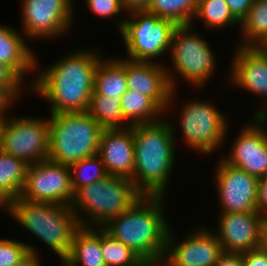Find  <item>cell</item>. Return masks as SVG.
<instances>
[{"mask_svg": "<svg viewBox=\"0 0 267 266\" xmlns=\"http://www.w3.org/2000/svg\"><path fill=\"white\" fill-rule=\"evenodd\" d=\"M62 58L40 71L31 90L51 102L50 113L86 112L102 57L93 50L81 49Z\"/></svg>", "mask_w": 267, "mask_h": 266, "instance_id": "1", "label": "cell"}, {"mask_svg": "<svg viewBox=\"0 0 267 266\" xmlns=\"http://www.w3.org/2000/svg\"><path fill=\"white\" fill-rule=\"evenodd\" d=\"M164 197L142 195L128 210L102 226L147 266H159L165 256L170 225L163 213Z\"/></svg>", "mask_w": 267, "mask_h": 266, "instance_id": "2", "label": "cell"}, {"mask_svg": "<svg viewBox=\"0 0 267 266\" xmlns=\"http://www.w3.org/2000/svg\"><path fill=\"white\" fill-rule=\"evenodd\" d=\"M132 130L135 164L131 180L142 195L164 196L175 163V126L165 119L132 125Z\"/></svg>", "mask_w": 267, "mask_h": 266, "instance_id": "3", "label": "cell"}, {"mask_svg": "<svg viewBox=\"0 0 267 266\" xmlns=\"http://www.w3.org/2000/svg\"><path fill=\"white\" fill-rule=\"evenodd\" d=\"M18 222L41 239L62 261L68 256L75 232L81 227L71 206L26 201L20 197L5 208Z\"/></svg>", "mask_w": 267, "mask_h": 266, "instance_id": "4", "label": "cell"}, {"mask_svg": "<svg viewBox=\"0 0 267 266\" xmlns=\"http://www.w3.org/2000/svg\"><path fill=\"white\" fill-rule=\"evenodd\" d=\"M50 114L49 160L71 166L97 155L103 128L87 111Z\"/></svg>", "mask_w": 267, "mask_h": 266, "instance_id": "5", "label": "cell"}, {"mask_svg": "<svg viewBox=\"0 0 267 266\" xmlns=\"http://www.w3.org/2000/svg\"><path fill=\"white\" fill-rule=\"evenodd\" d=\"M141 196L130 178L107 175L79 188L74 193L71 208L80 226L102 227L112 218L128 210ZM80 211L87 213V219L89 217L90 220H84L78 213Z\"/></svg>", "mask_w": 267, "mask_h": 266, "instance_id": "6", "label": "cell"}, {"mask_svg": "<svg viewBox=\"0 0 267 266\" xmlns=\"http://www.w3.org/2000/svg\"><path fill=\"white\" fill-rule=\"evenodd\" d=\"M129 14V20H119L116 25L123 35L129 60L151 62L170 50L176 23L147 10Z\"/></svg>", "mask_w": 267, "mask_h": 266, "instance_id": "7", "label": "cell"}, {"mask_svg": "<svg viewBox=\"0 0 267 266\" xmlns=\"http://www.w3.org/2000/svg\"><path fill=\"white\" fill-rule=\"evenodd\" d=\"M192 28V25H179L175 29L169 52L175 73L202 88L215 71V56L208 42Z\"/></svg>", "mask_w": 267, "mask_h": 266, "instance_id": "8", "label": "cell"}, {"mask_svg": "<svg viewBox=\"0 0 267 266\" xmlns=\"http://www.w3.org/2000/svg\"><path fill=\"white\" fill-rule=\"evenodd\" d=\"M189 102L179 114L183 139L190 148L211 154L225 140L227 119L210 102Z\"/></svg>", "mask_w": 267, "mask_h": 266, "instance_id": "9", "label": "cell"}, {"mask_svg": "<svg viewBox=\"0 0 267 266\" xmlns=\"http://www.w3.org/2000/svg\"><path fill=\"white\" fill-rule=\"evenodd\" d=\"M37 118H5L1 150L23 159L29 165L48 159L49 121L47 118Z\"/></svg>", "mask_w": 267, "mask_h": 266, "instance_id": "10", "label": "cell"}, {"mask_svg": "<svg viewBox=\"0 0 267 266\" xmlns=\"http://www.w3.org/2000/svg\"><path fill=\"white\" fill-rule=\"evenodd\" d=\"M19 197L26 201L71 206L74 192L70 166L49 159L28 165L26 181Z\"/></svg>", "mask_w": 267, "mask_h": 266, "instance_id": "11", "label": "cell"}, {"mask_svg": "<svg viewBox=\"0 0 267 266\" xmlns=\"http://www.w3.org/2000/svg\"><path fill=\"white\" fill-rule=\"evenodd\" d=\"M258 110V111H257ZM255 112L254 120L237 135L229 156L222 158L228 164L260 178L267 175V109Z\"/></svg>", "mask_w": 267, "mask_h": 266, "instance_id": "12", "label": "cell"}, {"mask_svg": "<svg viewBox=\"0 0 267 266\" xmlns=\"http://www.w3.org/2000/svg\"><path fill=\"white\" fill-rule=\"evenodd\" d=\"M72 0H22L23 36L32 39L58 37L69 30Z\"/></svg>", "mask_w": 267, "mask_h": 266, "instance_id": "13", "label": "cell"}, {"mask_svg": "<svg viewBox=\"0 0 267 266\" xmlns=\"http://www.w3.org/2000/svg\"><path fill=\"white\" fill-rule=\"evenodd\" d=\"M118 61L125 67L127 89L150 97L164 112L168 111L175 95L176 74L155 61Z\"/></svg>", "mask_w": 267, "mask_h": 266, "instance_id": "14", "label": "cell"}, {"mask_svg": "<svg viewBox=\"0 0 267 266\" xmlns=\"http://www.w3.org/2000/svg\"><path fill=\"white\" fill-rule=\"evenodd\" d=\"M216 168L215 183L222 206L220 213H258L259 178L228 164L223 159Z\"/></svg>", "mask_w": 267, "mask_h": 266, "instance_id": "15", "label": "cell"}, {"mask_svg": "<svg viewBox=\"0 0 267 266\" xmlns=\"http://www.w3.org/2000/svg\"><path fill=\"white\" fill-rule=\"evenodd\" d=\"M171 228L168 231L165 256L160 266H213L223 252L214 232L196 229L176 243Z\"/></svg>", "mask_w": 267, "mask_h": 266, "instance_id": "16", "label": "cell"}, {"mask_svg": "<svg viewBox=\"0 0 267 266\" xmlns=\"http://www.w3.org/2000/svg\"><path fill=\"white\" fill-rule=\"evenodd\" d=\"M215 232L226 252L244 253L261 245L264 216L260 213H221Z\"/></svg>", "mask_w": 267, "mask_h": 266, "instance_id": "17", "label": "cell"}, {"mask_svg": "<svg viewBox=\"0 0 267 266\" xmlns=\"http://www.w3.org/2000/svg\"><path fill=\"white\" fill-rule=\"evenodd\" d=\"M97 155L108 175L132 178L135 146L132 126L122 129H103Z\"/></svg>", "mask_w": 267, "mask_h": 266, "instance_id": "18", "label": "cell"}, {"mask_svg": "<svg viewBox=\"0 0 267 266\" xmlns=\"http://www.w3.org/2000/svg\"><path fill=\"white\" fill-rule=\"evenodd\" d=\"M229 79L233 84L267 99V50L261 46L237 47Z\"/></svg>", "mask_w": 267, "mask_h": 266, "instance_id": "19", "label": "cell"}, {"mask_svg": "<svg viewBox=\"0 0 267 266\" xmlns=\"http://www.w3.org/2000/svg\"><path fill=\"white\" fill-rule=\"evenodd\" d=\"M20 32L0 25V62L9 66L22 80L25 74L37 71V59Z\"/></svg>", "mask_w": 267, "mask_h": 266, "instance_id": "20", "label": "cell"}, {"mask_svg": "<svg viewBox=\"0 0 267 266\" xmlns=\"http://www.w3.org/2000/svg\"><path fill=\"white\" fill-rule=\"evenodd\" d=\"M63 266H106L101 251V227H80Z\"/></svg>", "mask_w": 267, "mask_h": 266, "instance_id": "21", "label": "cell"}, {"mask_svg": "<svg viewBox=\"0 0 267 266\" xmlns=\"http://www.w3.org/2000/svg\"><path fill=\"white\" fill-rule=\"evenodd\" d=\"M28 165L23 159L0 151V207L20 196Z\"/></svg>", "mask_w": 267, "mask_h": 266, "instance_id": "22", "label": "cell"}, {"mask_svg": "<svg viewBox=\"0 0 267 266\" xmlns=\"http://www.w3.org/2000/svg\"><path fill=\"white\" fill-rule=\"evenodd\" d=\"M121 98L123 117L131 126L161 121L157 117L164 111L150 97L128 89Z\"/></svg>", "mask_w": 267, "mask_h": 266, "instance_id": "23", "label": "cell"}, {"mask_svg": "<svg viewBox=\"0 0 267 266\" xmlns=\"http://www.w3.org/2000/svg\"><path fill=\"white\" fill-rule=\"evenodd\" d=\"M94 90L106 97H122L128 90L125 67L117 59H102L95 72Z\"/></svg>", "mask_w": 267, "mask_h": 266, "instance_id": "24", "label": "cell"}, {"mask_svg": "<svg viewBox=\"0 0 267 266\" xmlns=\"http://www.w3.org/2000/svg\"><path fill=\"white\" fill-rule=\"evenodd\" d=\"M121 99V97H106L98 94L94 90L90 98L87 112L100 124L103 129L128 128L131 125L126 123L127 121L123 117L120 104Z\"/></svg>", "mask_w": 267, "mask_h": 266, "instance_id": "25", "label": "cell"}, {"mask_svg": "<svg viewBox=\"0 0 267 266\" xmlns=\"http://www.w3.org/2000/svg\"><path fill=\"white\" fill-rule=\"evenodd\" d=\"M241 46H261L267 43V1L255 0L246 17L240 22Z\"/></svg>", "mask_w": 267, "mask_h": 266, "instance_id": "26", "label": "cell"}, {"mask_svg": "<svg viewBox=\"0 0 267 266\" xmlns=\"http://www.w3.org/2000/svg\"><path fill=\"white\" fill-rule=\"evenodd\" d=\"M198 0H151L147 11L179 25H192Z\"/></svg>", "mask_w": 267, "mask_h": 266, "instance_id": "27", "label": "cell"}, {"mask_svg": "<svg viewBox=\"0 0 267 266\" xmlns=\"http://www.w3.org/2000/svg\"><path fill=\"white\" fill-rule=\"evenodd\" d=\"M198 18L210 29L233 27L240 23L232 15L225 0H198V9L194 19Z\"/></svg>", "mask_w": 267, "mask_h": 266, "instance_id": "28", "label": "cell"}, {"mask_svg": "<svg viewBox=\"0 0 267 266\" xmlns=\"http://www.w3.org/2000/svg\"><path fill=\"white\" fill-rule=\"evenodd\" d=\"M101 251L106 266H147L126 245L101 227Z\"/></svg>", "mask_w": 267, "mask_h": 266, "instance_id": "29", "label": "cell"}, {"mask_svg": "<svg viewBox=\"0 0 267 266\" xmlns=\"http://www.w3.org/2000/svg\"><path fill=\"white\" fill-rule=\"evenodd\" d=\"M71 186L75 193L79 188L105 178L108 174L98 155L78 161L70 166Z\"/></svg>", "mask_w": 267, "mask_h": 266, "instance_id": "30", "label": "cell"}, {"mask_svg": "<svg viewBox=\"0 0 267 266\" xmlns=\"http://www.w3.org/2000/svg\"><path fill=\"white\" fill-rule=\"evenodd\" d=\"M29 253L37 254L38 252L29 243L0 239V266H15Z\"/></svg>", "mask_w": 267, "mask_h": 266, "instance_id": "31", "label": "cell"}, {"mask_svg": "<svg viewBox=\"0 0 267 266\" xmlns=\"http://www.w3.org/2000/svg\"><path fill=\"white\" fill-rule=\"evenodd\" d=\"M22 83L23 80L9 66L0 62V86L15 100L20 95Z\"/></svg>", "mask_w": 267, "mask_h": 266, "instance_id": "32", "label": "cell"}, {"mask_svg": "<svg viewBox=\"0 0 267 266\" xmlns=\"http://www.w3.org/2000/svg\"><path fill=\"white\" fill-rule=\"evenodd\" d=\"M88 8L97 16L111 17L125 11L121 0H84Z\"/></svg>", "mask_w": 267, "mask_h": 266, "instance_id": "33", "label": "cell"}, {"mask_svg": "<svg viewBox=\"0 0 267 266\" xmlns=\"http://www.w3.org/2000/svg\"><path fill=\"white\" fill-rule=\"evenodd\" d=\"M244 266H267V252L261 247L242 253Z\"/></svg>", "mask_w": 267, "mask_h": 266, "instance_id": "34", "label": "cell"}, {"mask_svg": "<svg viewBox=\"0 0 267 266\" xmlns=\"http://www.w3.org/2000/svg\"><path fill=\"white\" fill-rule=\"evenodd\" d=\"M232 15L241 22L248 14L255 0H225Z\"/></svg>", "mask_w": 267, "mask_h": 266, "instance_id": "35", "label": "cell"}, {"mask_svg": "<svg viewBox=\"0 0 267 266\" xmlns=\"http://www.w3.org/2000/svg\"><path fill=\"white\" fill-rule=\"evenodd\" d=\"M257 212L267 216V175L259 178L257 191Z\"/></svg>", "mask_w": 267, "mask_h": 266, "instance_id": "36", "label": "cell"}, {"mask_svg": "<svg viewBox=\"0 0 267 266\" xmlns=\"http://www.w3.org/2000/svg\"><path fill=\"white\" fill-rule=\"evenodd\" d=\"M213 266H244L242 253L223 251Z\"/></svg>", "mask_w": 267, "mask_h": 266, "instance_id": "37", "label": "cell"}, {"mask_svg": "<svg viewBox=\"0 0 267 266\" xmlns=\"http://www.w3.org/2000/svg\"><path fill=\"white\" fill-rule=\"evenodd\" d=\"M127 13L132 11H143L149 8L151 0H121Z\"/></svg>", "mask_w": 267, "mask_h": 266, "instance_id": "38", "label": "cell"}, {"mask_svg": "<svg viewBox=\"0 0 267 266\" xmlns=\"http://www.w3.org/2000/svg\"><path fill=\"white\" fill-rule=\"evenodd\" d=\"M15 100L3 87L0 86V116L7 117L5 112L9 110L12 101Z\"/></svg>", "mask_w": 267, "mask_h": 266, "instance_id": "39", "label": "cell"}, {"mask_svg": "<svg viewBox=\"0 0 267 266\" xmlns=\"http://www.w3.org/2000/svg\"><path fill=\"white\" fill-rule=\"evenodd\" d=\"M38 254L29 253L22 261L15 266H42Z\"/></svg>", "mask_w": 267, "mask_h": 266, "instance_id": "40", "label": "cell"}, {"mask_svg": "<svg viewBox=\"0 0 267 266\" xmlns=\"http://www.w3.org/2000/svg\"><path fill=\"white\" fill-rule=\"evenodd\" d=\"M260 247L267 252V216L264 217L261 229V245Z\"/></svg>", "mask_w": 267, "mask_h": 266, "instance_id": "41", "label": "cell"}, {"mask_svg": "<svg viewBox=\"0 0 267 266\" xmlns=\"http://www.w3.org/2000/svg\"><path fill=\"white\" fill-rule=\"evenodd\" d=\"M6 117L0 116V151H1V143H2V128H3V122L5 121Z\"/></svg>", "mask_w": 267, "mask_h": 266, "instance_id": "42", "label": "cell"}]
</instances>
